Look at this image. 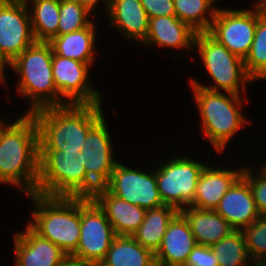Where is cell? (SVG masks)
I'll return each instance as SVG.
<instances>
[{"label":"cell","mask_w":266,"mask_h":266,"mask_svg":"<svg viewBox=\"0 0 266 266\" xmlns=\"http://www.w3.org/2000/svg\"><path fill=\"white\" fill-rule=\"evenodd\" d=\"M53 49L49 42L36 41L18 55L10 65L17 75V95L28 103L29 113L68 103L59 95L52 72Z\"/></svg>","instance_id":"3957f363"},{"label":"cell","mask_w":266,"mask_h":266,"mask_svg":"<svg viewBox=\"0 0 266 266\" xmlns=\"http://www.w3.org/2000/svg\"><path fill=\"white\" fill-rule=\"evenodd\" d=\"M116 236L99 205L92 198H80V240L71 255L99 265Z\"/></svg>","instance_id":"30bf717a"},{"label":"cell","mask_w":266,"mask_h":266,"mask_svg":"<svg viewBox=\"0 0 266 266\" xmlns=\"http://www.w3.org/2000/svg\"><path fill=\"white\" fill-rule=\"evenodd\" d=\"M194 48L198 50L202 64L214 84L208 86L191 77L188 80L190 86L244 96L248 85L255 82L247 74L244 60L231 53L208 32L196 33Z\"/></svg>","instance_id":"52a82bcc"},{"label":"cell","mask_w":266,"mask_h":266,"mask_svg":"<svg viewBox=\"0 0 266 266\" xmlns=\"http://www.w3.org/2000/svg\"><path fill=\"white\" fill-rule=\"evenodd\" d=\"M33 202L31 220L26 223L67 255L80 240V197H52L38 193L26 195Z\"/></svg>","instance_id":"5b68a950"},{"label":"cell","mask_w":266,"mask_h":266,"mask_svg":"<svg viewBox=\"0 0 266 266\" xmlns=\"http://www.w3.org/2000/svg\"><path fill=\"white\" fill-rule=\"evenodd\" d=\"M6 121H8V120H3L1 117H0V135H1V131H2V129L9 123V122H7V123H5Z\"/></svg>","instance_id":"ab89813d"},{"label":"cell","mask_w":266,"mask_h":266,"mask_svg":"<svg viewBox=\"0 0 266 266\" xmlns=\"http://www.w3.org/2000/svg\"><path fill=\"white\" fill-rule=\"evenodd\" d=\"M90 70L88 64L53 53L55 87L68 104L102 103V93L91 83Z\"/></svg>","instance_id":"7c38bea8"},{"label":"cell","mask_w":266,"mask_h":266,"mask_svg":"<svg viewBox=\"0 0 266 266\" xmlns=\"http://www.w3.org/2000/svg\"><path fill=\"white\" fill-rule=\"evenodd\" d=\"M95 23L97 22L93 21L89 26L80 30L65 35L54 36L49 41L53 53L64 58L83 62L93 67L98 54L96 51V40H99L97 39L98 27Z\"/></svg>","instance_id":"7402d4cb"},{"label":"cell","mask_w":266,"mask_h":266,"mask_svg":"<svg viewBox=\"0 0 266 266\" xmlns=\"http://www.w3.org/2000/svg\"><path fill=\"white\" fill-rule=\"evenodd\" d=\"M61 266H98V264L75 257L73 255H66L65 260L63 261V264Z\"/></svg>","instance_id":"d590c367"},{"label":"cell","mask_w":266,"mask_h":266,"mask_svg":"<svg viewBox=\"0 0 266 266\" xmlns=\"http://www.w3.org/2000/svg\"><path fill=\"white\" fill-rule=\"evenodd\" d=\"M196 33L176 16H159L149 19L148 33L141 44L148 48L157 46L162 49H176L177 55L173 52L171 56L173 59H180L181 54H178L177 50H193Z\"/></svg>","instance_id":"e0dca14e"},{"label":"cell","mask_w":266,"mask_h":266,"mask_svg":"<svg viewBox=\"0 0 266 266\" xmlns=\"http://www.w3.org/2000/svg\"><path fill=\"white\" fill-rule=\"evenodd\" d=\"M84 164V151L39 150L36 193L92 198L98 187L88 178Z\"/></svg>","instance_id":"8992f818"},{"label":"cell","mask_w":266,"mask_h":266,"mask_svg":"<svg viewBox=\"0 0 266 266\" xmlns=\"http://www.w3.org/2000/svg\"><path fill=\"white\" fill-rule=\"evenodd\" d=\"M94 18L97 17L78 0H60L58 35L85 28L93 22Z\"/></svg>","instance_id":"f546056e"},{"label":"cell","mask_w":266,"mask_h":266,"mask_svg":"<svg viewBox=\"0 0 266 266\" xmlns=\"http://www.w3.org/2000/svg\"><path fill=\"white\" fill-rule=\"evenodd\" d=\"M215 165L207 163L202 170L192 207L201 210H215L226 192L242 176L245 166L236 167L235 165V169H230L220 166V162L217 164L219 166Z\"/></svg>","instance_id":"2e32d148"},{"label":"cell","mask_w":266,"mask_h":266,"mask_svg":"<svg viewBox=\"0 0 266 266\" xmlns=\"http://www.w3.org/2000/svg\"><path fill=\"white\" fill-rule=\"evenodd\" d=\"M215 211L235 230H243L261 216L251 188L242 176L226 192Z\"/></svg>","instance_id":"d6986e66"},{"label":"cell","mask_w":266,"mask_h":266,"mask_svg":"<svg viewBox=\"0 0 266 266\" xmlns=\"http://www.w3.org/2000/svg\"><path fill=\"white\" fill-rule=\"evenodd\" d=\"M219 7L208 33L231 53L245 60L262 15L253 5L248 9Z\"/></svg>","instance_id":"9c48e42d"},{"label":"cell","mask_w":266,"mask_h":266,"mask_svg":"<svg viewBox=\"0 0 266 266\" xmlns=\"http://www.w3.org/2000/svg\"><path fill=\"white\" fill-rule=\"evenodd\" d=\"M36 42L25 0H0V49L12 62Z\"/></svg>","instance_id":"4fadbf2b"},{"label":"cell","mask_w":266,"mask_h":266,"mask_svg":"<svg viewBox=\"0 0 266 266\" xmlns=\"http://www.w3.org/2000/svg\"><path fill=\"white\" fill-rule=\"evenodd\" d=\"M102 103L68 104L32 112L39 150L83 151L88 132L105 116Z\"/></svg>","instance_id":"7a4b0ae2"},{"label":"cell","mask_w":266,"mask_h":266,"mask_svg":"<svg viewBox=\"0 0 266 266\" xmlns=\"http://www.w3.org/2000/svg\"><path fill=\"white\" fill-rule=\"evenodd\" d=\"M92 199L105 212L116 235L132 236L144 220L145 209L119 199L105 187L98 188Z\"/></svg>","instance_id":"44dd1931"},{"label":"cell","mask_w":266,"mask_h":266,"mask_svg":"<svg viewBox=\"0 0 266 266\" xmlns=\"http://www.w3.org/2000/svg\"><path fill=\"white\" fill-rule=\"evenodd\" d=\"M210 247L218 260L219 266H249L251 258L248 254L242 230L233 231Z\"/></svg>","instance_id":"83f0119b"},{"label":"cell","mask_w":266,"mask_h":266,"mask_svg":"<svg viewBox=\"0 0 266 266\" xmlns=\"http://www.w3.org/2000/svg\"><path fill=\"white\" fill-rule=\"evenodd\" d=\"M120 161L112 171L110 180L105 188L114 196L138 205L145 210L164 205L157 188L156 172L143 171L141 167L129 168Z\"/></svg>","instance_id":"8fae6325"},{"label":"cell","mask_w":266,"mask_h":266,"mask_svg":"<svg viewBox=\"0 0 266 266\" xmlns=\"http://www.w3.org/2000/svg\"><path fill=\"white\" fill-rule=\"evenodd\" d=\"M247 74L256 81H266V16L258 18L250 52L244 60Z\"/></svg>","instance_id":"f1b7e54d"},{"label":"cell","mask_w":266,"mask_h":266,"mask_svg":"<svg viewBox=\"0 0 266 266\" xmlns=\"http://www.w3.org/2000/svg\"><path fill=\"white\" fill-rule=\"evenodd\" d=\"M104 116L87 134L84 140L85 170L88 178L98 187H105L117 162L114 144Z\"/></svg>","instance_id":"5bb4252c"},{"label":"cell","mask_w":266,"mask_h":266,"mask_svg":"<svg viewBox=\"0 0 266 266\" xmlns=\"http://www.w3.org/2000/svg\"><path fill=\"white\" fill-rule=\"evenodd\" d=\"M196 244L187 220L178 212L169 222L162 243L155 252L156 265L183 266Z\"/></svg>","instance_id":"ac0fdd59"},{"label":"cell","mask_w":266,"mask_h":266,"mask_svg":"<svg viewBox=\"0 0 266 266\" xmlns=\"http://www.w3.org/2000/svg\"><path fill=\"white\" fill-rule=\"evenodd\" d=\"M11 62L2 54L0 49V84L7 86V73L6 69H10ZM8 66V67H7ZM7 83V84H6Z\"/></svg>","instance_id":"8d00e7d4"},{"label":"cell","mask_w":266,"mask_h":266,"mask_svg":"<svg viewBox=\"0 0 266 266\" xmlns=\"http://www.w3.org/2000/svg\"><path fill=\"white\" fill-rule=\"evenodd\" d=\"M39 178V136L32 114L10 121L0 135V185L36 193Z\"/></svg>","instance_id":"6da1fadb"},{"label":"cell","mask_w":266,"mask_h":266,"mask_svg":"<svg viewBox=\"0 0 266 266\" xmlns=\"http://www.w3.org/2000/svg\"><path fill=\"white\" fill-rule=\"evenodd\" d=\"M179 212L187 220L197 244L211 246L235 231L215 210H201L189 206Z\"/></svg>","instance_id":"603a6c76"},{"label":"cell","mask_w":266,"mask_h":266,"mask_svg":"<svg viewBox=\"0 0 266 266\" xmlns=\"http://www.w3.org/2000/svg\"><path fill=\"white\" fill-rule=\"evenodd\" d=\"M249 266H266V257L250 259Z\"/></svg>","instance_id":"f35d334b"},{"label":"cell","mask_w":266,"mask_h":266,"mask_svg":"<svg viewBox=\"0 0 266 266\" xmlns=\"http://www.w3.org/2000/svg\"><path fill=\"white\" fill-rule=\"evenodd\" d=\"M190 88L193 93L191 97L199 111L202 134L214 151L222 154L230 140L236 138L235 134L239 133L240 128L251 124L242 111L243 103L248 104L249 100L246 96L243 98L242 95L229 92L212 91L199 86Z\"/></svg>","instance_id":"277c9868"},{"label":"cell","mask_w":266,"mask_h":266,"mask_svg":"<svg viewBox=\"0 0 266 266\" xmlns=\"http://www.w3.org/2000/svg\"><path fill=\"white\" fill-rule=\"evenodd\" d=\"M85 8H87L92 14H94L95 16H97L94 11L95 8H98V4L100 3L101 5H103L104 7V13L106 15L110 2L111 0H78Z\"/></svg>","instance_id":"e575fe53"},{"label":"cell","mask_w":266,"mask_h":266,"mask_svg":"<svg viewBox=\"0 0 266 266\" xmlns=\"http://www.w3.org/2000/svg\"><path fill=\"white\" fill-rule=\"evenodd\" d=\"M179 211L169 205L146 210L144 220L132 237L154 253L160 247L169 222Z\"/></svg>","instance_id":"d4e9b609"},{"label":"cell","mask_w":266,"mask_h":266,"mask_svg":"<svg viewBox=\"0 0 266 266\" xmlns=\"http://www.w3.org/2000/svg\"><path fill=\"white\" fill-rule=\"evenodd\" d=\"M140 3L149 19L159 16H176L174 0H140Z\"/></svg>","instance_id":"836d02e7"},{"label":"cell","mask_w":266,"mask_h":266,"mask_svg":"<svg viewBox=\"0 0 266 266\" xmlns=\"http://www.w3.org/2000/svg\"><path fill=\"white\" fill-rule=\"evenodd\" d=\"M218 1V0H217ZM216 0H174L176 17L198 32H208L218 6Z\"/></svg>","instance_id":"4316f807"},{"label":"cell","mask_w":266,"mask_h":266,"mask_svg":"<svg viewBox=\"0 0 266 266\" xmlns=\"http://www.w3.org/2000/svg\"><path fill=\"white\" fill-rule=\"evenodd\" d=\"M170 158L155 167L157 188L164 205L180 211L193 204L197 182L206 162L194 160L196 158L192 159L188 154Z\"/></svg>","instance_id":"ba28073f"},{"label":"cell","mask_w":266,"mask_h":266,"mask_svg":"<svg viewBox=\"0 0 266 266\" xmlns=\"http://www.w3.org/2000/svg\"><path fill=\"white\" fill-rule=\"evenodd\" d=\"M253 5L262 15L266 16V0H252Z\"/></svg>","instance_id":"74e56055"},{"label":"cell","mask_w":266,"mask_h":266,"mask_svg":"<svg viewBox=\"0 0 266 266\" xmlns=\"http://www.w3.org/2000/svg\"><path fill=\"white\" fill-rule=\"evenodd\" d=\"M98 266H156L155 253L132 236L117 235Z\"/></svg>","instance_id":"cb8c5ba5"},{"label":"cell","mask_w":266,"mask_h":266,"mask_svg":"<svg viewBox=\"0 0 266 266\" xmlns=\"http://www.w3.org/2000/svg\"><path fill=\"white\" fill-rule=\"evenodd\" d=\"M261 216L266 219V212L263 213Z\"/></svg>","instance_id":"b9f144b4"},{"label":"cell","mask_w":266,"mask_h":266,"mask_svg":"<svg viewBox=\"0 0 266 266\" xmlns=\"http://www.w3.org/2000/svg\"><path fill=\"white\" fill-rule=\"evenodd\" d=\"M15 266H61L66 253L54 243L41 237L28 224L15 231L12 240Z\"/></svg>","instance_id":"9a60e30c"},{"label":"cell","mask_w":266,"mask_h":266,"mask_svg":"<svg viewBox=\"0 0 266 266\" xmlns=\"http://www.w3.org/2000/svg\"><path fill=\"white\" fill-rule=\"evenodd\" d=\"M36 41L49 42L58 36L60 0H25Z\"/></svg>","instance_id":"484cf974"},{"label":"cell","mask_w":266,"mask_h":266,"mask_svg":"<svg viewBox=\"0 0 266 266\" xmlns=\"http://www.w3.org/2000/svg\"><path fill=\"white\" fill-rule=\"evenodd\" d=\"M252 166L247 164L244 166L242 177L248 182L257 209L262 215L266 212V170L262 166L257 167L254 164ZM256 167L259 170H255Z\"/></svg>","instance_id":"1f68e13d"},{"label":"cell","mask_w":266,"mask_h":266,"mask_svg":"<svg viewBox=\"0 0 266 266\" xmlns=\"http://www.w3.org/2000/svg\"><path fill=\"white\" fill-rule=\"evenodd\" d=\"M183 266H219L210 246L196 244Z\"/></svg>","instance_id":"d6a6232c"},{"label":"cell","mask_w":266,"mask_h":266,"mask_svg":"<svg viewBox=\"0 0 266 266\" xmlns=\"http://www.w3.org/2000/svg\"><path fill=\"white\" fill-rule=\"evenodd\" d=\"M262 167L266 170V159H265V162L262 163Z\"/></svg>","instance_id":"60d3db41"},{"label":"cell","mask_w":266,"mask_h":266,"mask_svg":"<svg viewBox=\"0 0 266 266\" xmlns=\"http://www.w3.org/2000/svg\"><path fill=\"white\" fill-rule=\"evenodd\" d=\"M248 254L251 259L266 257V219L258 217L243 230Z\"/></svg>","instance_id":"4dcf8cb0"},{"label":"cell","mask_w":266,"mask_h":266,"mask_svg":"<svg viewBox=\"0 0 266 266\" xmlns=\"http://www.w3.org/2000/svg\"><path fill=\"white\" fill-rule=\"evenodd\" d=\"M110 28L123 38L141 44L148 33L149 17L140 0H111L106 13Z\"/></svg>","instance_id":"ffe728a7"}]
</instances>
